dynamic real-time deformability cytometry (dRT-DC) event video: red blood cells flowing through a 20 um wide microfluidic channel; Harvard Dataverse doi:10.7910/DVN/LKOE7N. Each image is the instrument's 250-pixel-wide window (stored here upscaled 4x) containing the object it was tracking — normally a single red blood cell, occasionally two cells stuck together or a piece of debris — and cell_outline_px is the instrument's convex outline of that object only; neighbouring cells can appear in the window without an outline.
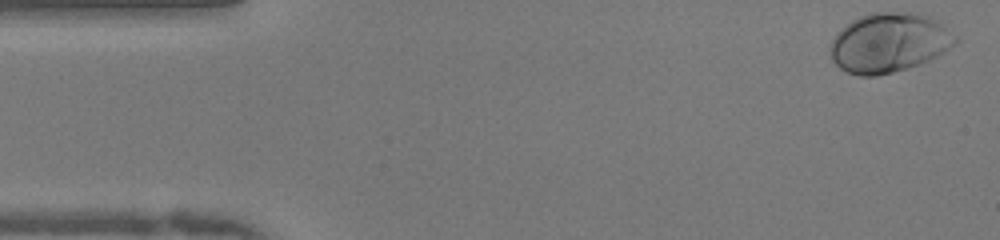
{"species": "human", "species_latin": "Homo sapiens", "temperature_condition": "warm", "stored_images_in_passage": 49, "camera_frame_rate_fps": 3000, "um_per_image_px": 0.085, "donor": {"sex": "female"}, "frame": {"image": 1, "passage_image": 1, "time_ms": 0.0, "image_size_px": [1000, 240], "cell_outline_px": [[960, 40], [956, 44], [944, 52], [920, 64], [908, 68], [876, 76], [860, 76], [848, 72], [840, 68], [832, 60], [828, 52], [828, 48], [836, 32], [852, 20], [860, 16], [872, 12], [908, 12], [928, 16], [960, 36]], "centroid_in_image_um": [75.56, 3.63], "position_along_channel_um": 9.4, "area_um2": 43.64}}
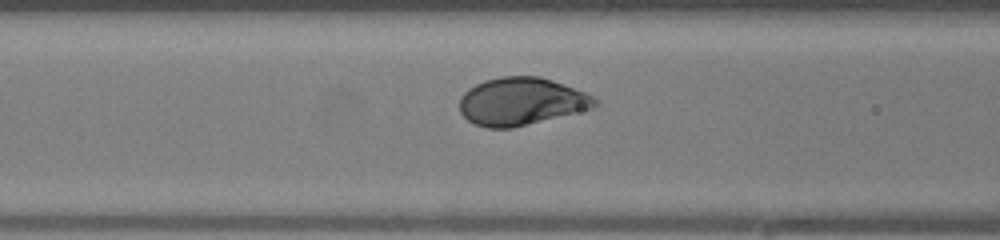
{"frame": {"image": 2, "passage_image": 18, "time_ms": 5.667, "image_size_px": [1000, 240], "cell_outline_px": [[600, 104], [592, 108], [512, 128], [488, 128], [476, 124], [468, 120], [460, 112], [460, 96], [468, 88], [484, 80], [500, 76], [540, 76], [552, 80], [584, 92], [600, 100]], "centroid_in_image_um": [44.29, 8.61], "position_along_channel_um": 122.3, "area_um2": 37.45}}
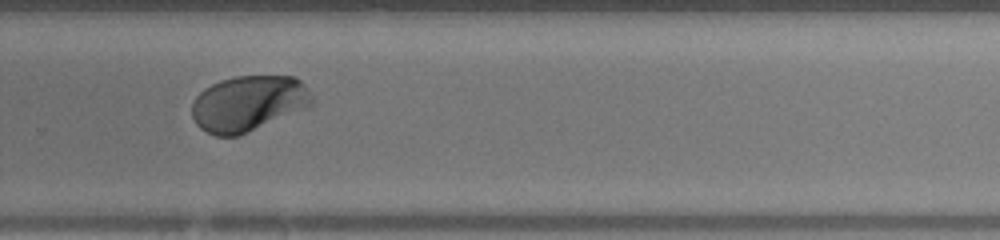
{"frame": {"image": 3, "passage_image": 32, "time_ms": 10.333, "image_size_px": [1000, 240], "cell_outline_px": [[312, 104], [308, 108], [240, 136], [216, 136], [200, 128], [196, 124], [192, 116], [192, 104], [196, 96], [204, 88], [220, 80], [236, 76], [296, 76], [304, 84], [312, 96]], "centroid_in_image_um": [21.12, 8.8], "position_along_channel_um": 308.7, "area_um2": 39.25}, "authors_computed_cell_mechanics": {"area_um2": 38.2636, "velocity_mm_per_s": 4.0055, "shape_relaxation_time_tau1_ms": 1.597, "shape_relaxation_time_tau2_ms": null, "deformation_change_tau1": 0.1521, "deformation_change_tau2": null}}